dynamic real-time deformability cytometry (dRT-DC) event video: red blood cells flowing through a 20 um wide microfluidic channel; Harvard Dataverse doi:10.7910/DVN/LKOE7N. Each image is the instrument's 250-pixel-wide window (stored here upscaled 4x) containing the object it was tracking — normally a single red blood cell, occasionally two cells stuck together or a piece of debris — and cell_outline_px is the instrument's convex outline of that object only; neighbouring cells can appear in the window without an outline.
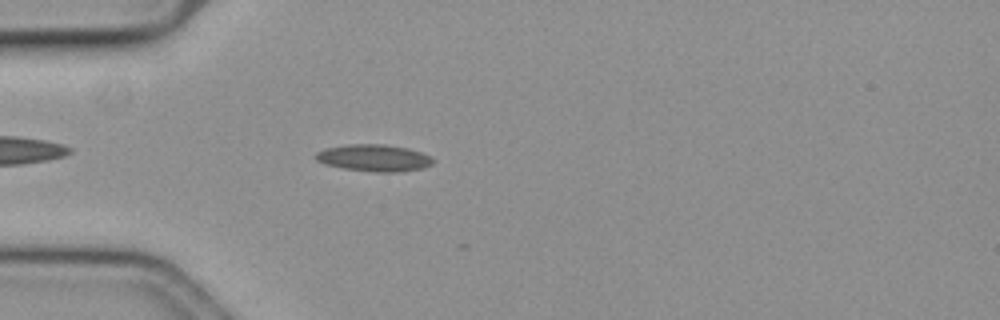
{"species": "common noctule bat (a hibernating species)", "species_latin": "Nyctalus noctula", "temperature_condition": "cold", "stored_images_in_passage": 16, "camera_frame_rate_fps": 3000, "um_per_image_px": 0.085, "animal": {"sex": "female", "body_mass_g": 19.3, "forearm_length_mm": 54.1}, "frame": {"image": 1, "passage_image": 5, "time_ms": 1.333, "image_size_px": [1000, 320], "cell_outline_px": [[432, 164], [424, 168], [396, 172], [376, 172], [344, 168], [328, 164], [316, 160], [316, 152], [328, 148], [348, 144], [384, 144], [408, 148], [420, 152], [428, 156], [432, 160]], "centroid_in_image_um": [31.8, 13.42], "position_along_channel_um": 53.2, "area_um2": 18.03}}
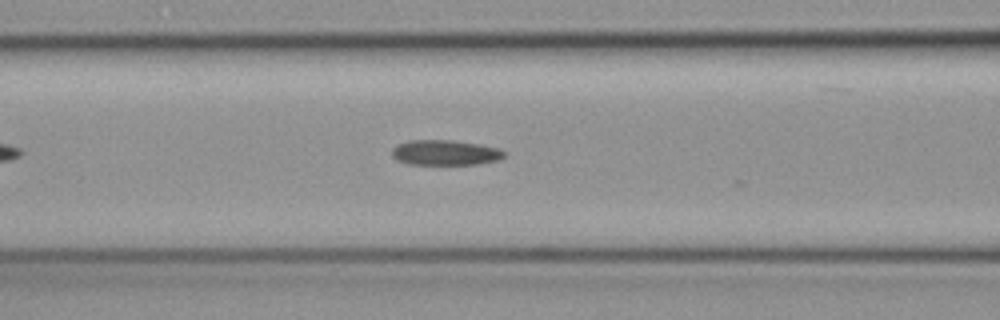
{"frame": {"image": 2, "passage_image": 12, "time_ms": 3.667, "image_size_px": [1000, 320], "cell_outline_px": [[508, 152], [500, 160], [476, 164], [408, 164], [396, 160], [392, 156], [392, 148], [396, 144], [408, 140], [452, 140], [480, 144], [500, 148]], "centroid_in_image_um": [37.85, 12.96], "position_along_channel_um": 128.7, "area_um2": 16.76}}
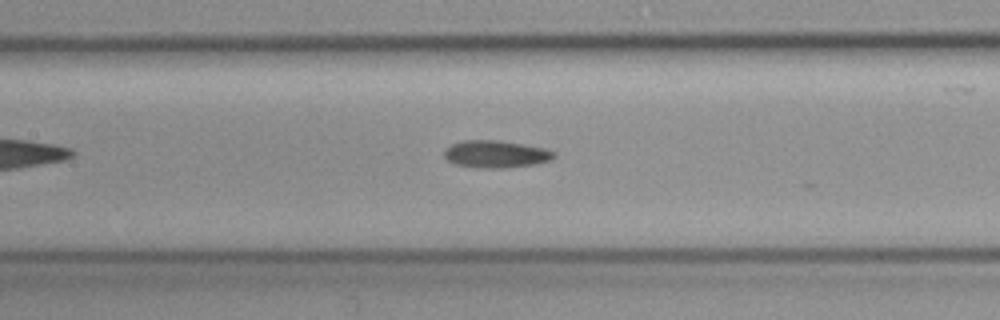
{"frame": {"image": 3, "passage_image": 15, "time_ms": 4.667, "image_size_px": [1000, 320], "cell_outline_px": [[556, 156], [552, 160], [536, 164], [504, 168], [480, 168], [456, 164], [448, 160], [444, 156], [444, 152], [452, 144], [464, 140], [500, 140], [524, 144], [544, 148], [556, 152]], "centroid_in_image_um": [42.2, 13.1], "position_along_channel_um": 165.2, "area_um2": 17.51}}